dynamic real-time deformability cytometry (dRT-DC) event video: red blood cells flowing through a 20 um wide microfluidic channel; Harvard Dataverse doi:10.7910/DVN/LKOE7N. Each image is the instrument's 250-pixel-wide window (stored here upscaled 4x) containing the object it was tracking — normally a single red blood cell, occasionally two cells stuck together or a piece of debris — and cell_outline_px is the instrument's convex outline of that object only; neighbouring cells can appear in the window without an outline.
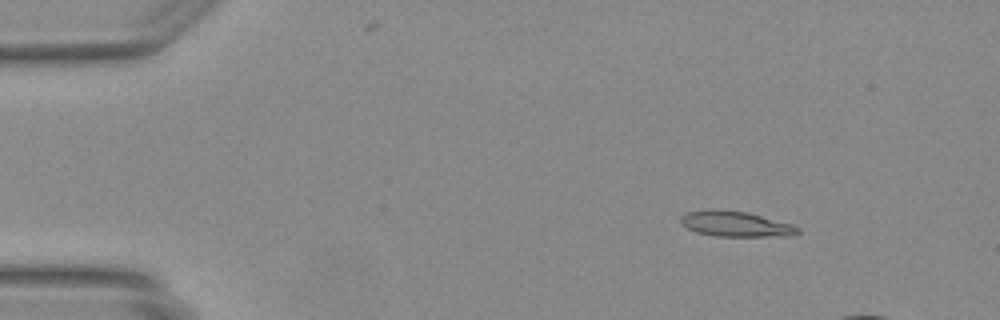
{"species": "Egyptian fruit bat (a non-hibernating species)", "species_latin": "Rousettus aegyptiacus", "temperature_condition": "warm", "stored_images_in_passage": 7, "camera_frame_rate_fps": 3000, "um_per_image_px": 0.085, "animal": {"sex": "female"}, "frame": {"image": 1, "passage_image": 1, "time_ms": 0.0, "image_size_px": [1000, 320], "cell_outline_px": [[800, 232], [792, 236], [712, 236], [696, 232], [680, 224], [680, 216], [684, 212], [708, 208], [720, 208], [748, 212], [792, 224], [800, 228]], "centroid_in_image_um": [62.48, 19.01], "position_along_channel_um": 22.5, "area_um2": 17.86}}